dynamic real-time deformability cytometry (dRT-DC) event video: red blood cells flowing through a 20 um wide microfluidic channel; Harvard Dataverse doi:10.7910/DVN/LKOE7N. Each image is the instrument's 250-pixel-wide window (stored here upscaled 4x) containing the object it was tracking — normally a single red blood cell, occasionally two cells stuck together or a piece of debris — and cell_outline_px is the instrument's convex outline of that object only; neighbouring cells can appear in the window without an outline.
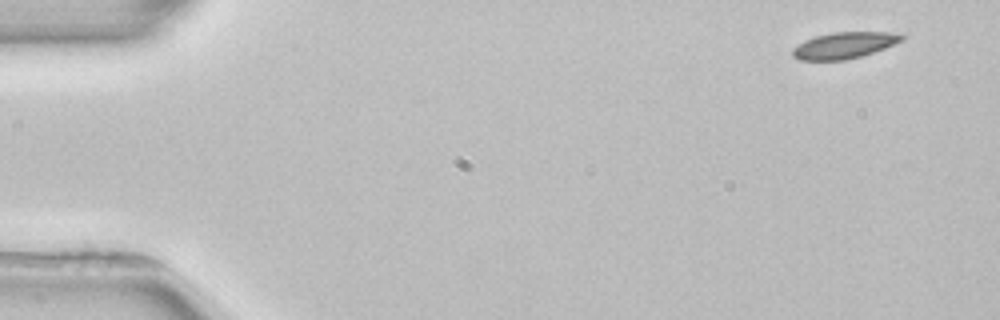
{"species": "common noctule bat (a hibernating species)", "species_latin": "Nyctalus noctula", "temperature_condition": "room temperature", "stored_images_in_passage": 4, "camera_frame_rate_fps": 3000, "um_per_image_px": 0.085, "animal": {"sex": "female", "body_mass_g": 22.7, "forearm_length_mm": 54.2}, "frame": {"image": 1, "passage_image": 1, "time_ms": 0.0, "image_size_px": [1000, 320], "cell_outline_px": [[904, 40], [884, 48], [860, 56], [844, 60], [800, 60], [792, 56], [792, 48], [804, 40], [816, 36], [832, 32], [888, 32], [904, 36]], "centroid_in_image_um": [71.71, 3.85], "position_along_channel_um": 13.3, "area_um2": 16.59}}
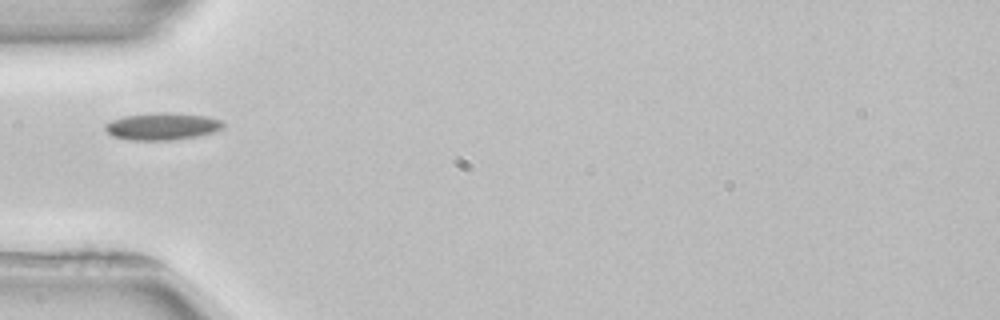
{"frame": {"image": 2, "passage_image": 4, "time_ms": 4.667, "image_size_px": [1000, 320], "cell_outline_px": [[224, 124], [220, 128], [212, 132], [196, 136], [168, 140], [132, 140], [112, 136], [104, 128], [104, 124], [112, 120], [124, 116], [160, 112], [168, 112], [208, 116], [224, 120]], "centroid_in_image_um": [13.78, 10.73], "position_along_channel_um": 71.2, "area_um2": 18.55}}